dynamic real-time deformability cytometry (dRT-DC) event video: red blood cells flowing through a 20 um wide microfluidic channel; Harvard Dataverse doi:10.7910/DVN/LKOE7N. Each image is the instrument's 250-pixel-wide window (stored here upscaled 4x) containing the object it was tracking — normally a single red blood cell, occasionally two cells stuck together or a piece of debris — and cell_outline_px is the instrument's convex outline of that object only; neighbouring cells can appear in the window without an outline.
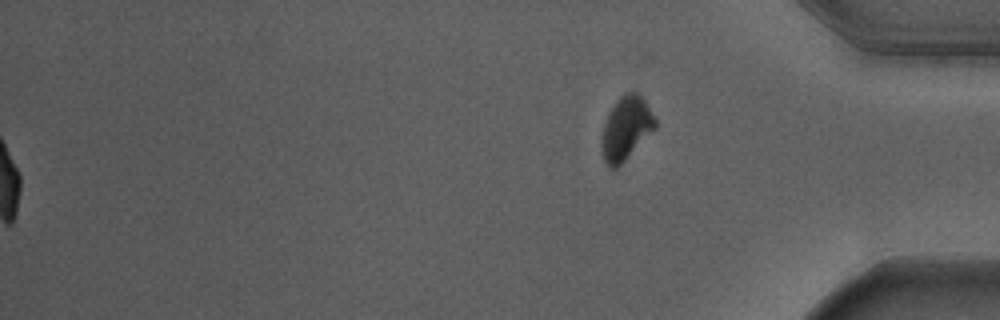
{"species": "Egyptian fruit bat (a non-hibernating species)", "species_latin": "Rousettus aegyptiacus", "temperature_condition": "warm", "stored_images_in_passage": 55, "segment_of_instrument_passage": [2, 2], "camera_frame_rate_fps": 3000, "um_per_image_px": 0.085, "animal": {"sex": "male"}, "frame": {"image": 1, "passage_image": 55, "time_ms": 18.0, "image_size_px": [1000, 320], "cell_outline_px": [[656, 128], [616, 168], [608, 168], [604, 160], [600, 148], [600, 144], [604, 124], [608, 112], [616, 100], [624, 92], [632, 88], [644, 100], [656, 120]], "centroid_in_image_um": [53.18, 10.87], "position_along_channel_um": 382.0, "area_um2": 19.83}}